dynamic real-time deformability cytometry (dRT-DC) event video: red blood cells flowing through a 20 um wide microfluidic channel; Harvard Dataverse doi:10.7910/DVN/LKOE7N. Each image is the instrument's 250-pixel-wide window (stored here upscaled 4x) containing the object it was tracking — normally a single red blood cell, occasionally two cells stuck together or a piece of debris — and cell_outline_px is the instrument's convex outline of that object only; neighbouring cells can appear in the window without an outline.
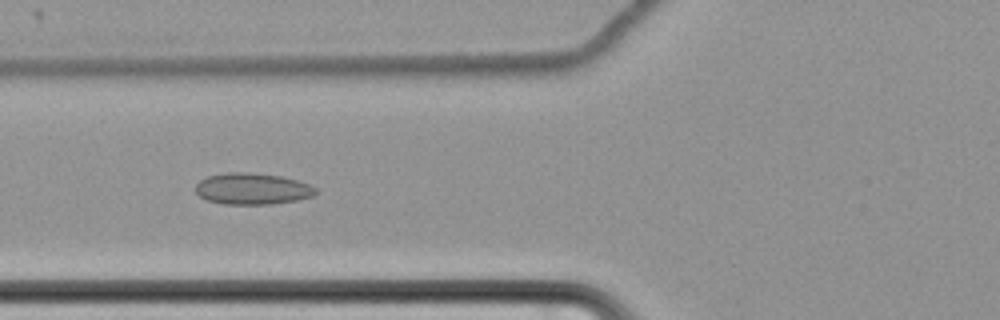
{"species": "common noctule bat (a hibernating species)", "species_latin": "Nyctalus noctula", "temperature_condition": "cold", "stored_images_in_passage": 44, "camera_frame_rate_fps": 3000, "um_per_image_px": 0.085, "animal": {"sex": "female", "body_mass_g": 22.7, "forearm_length_mm": 54.2}, "frame": {"image": 1, "passage_image": 8, "time_ms": 2.333, "image_size_px": [1000, 320], "cell_outline_px": [[316, 192], [312, 196], [296, 200], [272, 204], [224, 204], [208, 200], [200, 196], [196, 192], [196, 184], [200, 180], [208, 176], [224, 172], [248, 172], [280, 176], [296, 180], [308, 184], [316, 188]], "centroid_in_image_um": [21.42, 16.04], "position_along_channel_um": 104.4, "area_um2": 21.85}}
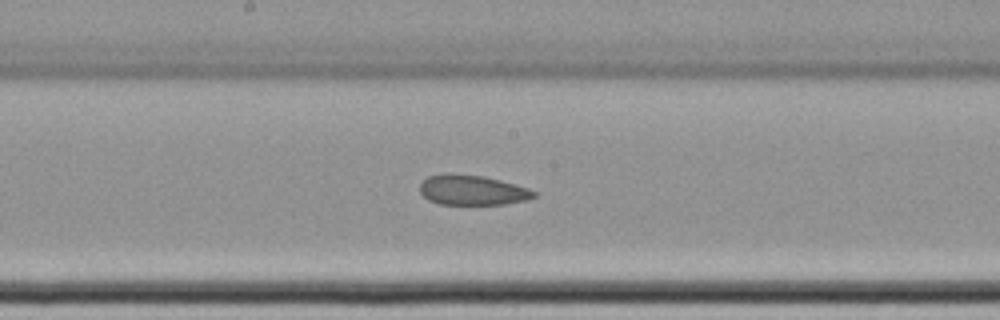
{"frame": {"image": 2, "passage_image": 17, "time_ms": 5.333, "image_size_px": [1000, 320], "cell_outline_px": [[536, 196], [528, 200], [504, 204], [440, 204], [428, 200], [420, 192], [420, 184], [428, 176], [444, 172], [448, 172], [484, 176], [500, 180], [528, 188], [536, 192]], "centroid_in_image_um": [40.13, 16.14], "position_along_channel_um": 208.1, "area_um2": 20.11}}
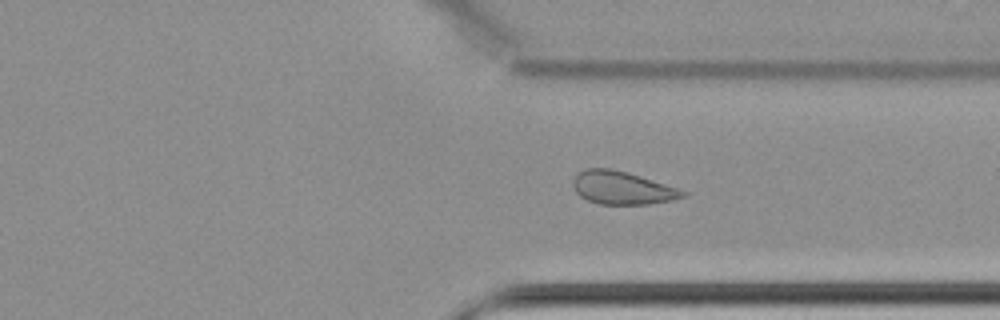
{"frame": {"image": 3, "passage_image": 30, "time_ms": 9.667, "image_size_px": [1000, 320], "cell_outline_px": [[688, 196], [672, 200], [648, 204], [600, 204], [588, 200], [580, 196], [572, 188], [572, 176], [576, 172], [584, 168], [612, 168], [628, 172], [688, 192]], "centroid_in_image_um": [52.82, 15.95], "position_along_channel_um": 358.6, "area_um2": 21.33}, "authors_computed_cell_mechanics": {"area_um2": 21.1548, "velocity_mm_per_s": 3.4525, "shape_relaxation_time_tau1_ms": null, "shape_relaxation_time_tau2_ms": 1.4836, "deformation_change_tau1": null, "deformation_change_tau2": 0.0597}}